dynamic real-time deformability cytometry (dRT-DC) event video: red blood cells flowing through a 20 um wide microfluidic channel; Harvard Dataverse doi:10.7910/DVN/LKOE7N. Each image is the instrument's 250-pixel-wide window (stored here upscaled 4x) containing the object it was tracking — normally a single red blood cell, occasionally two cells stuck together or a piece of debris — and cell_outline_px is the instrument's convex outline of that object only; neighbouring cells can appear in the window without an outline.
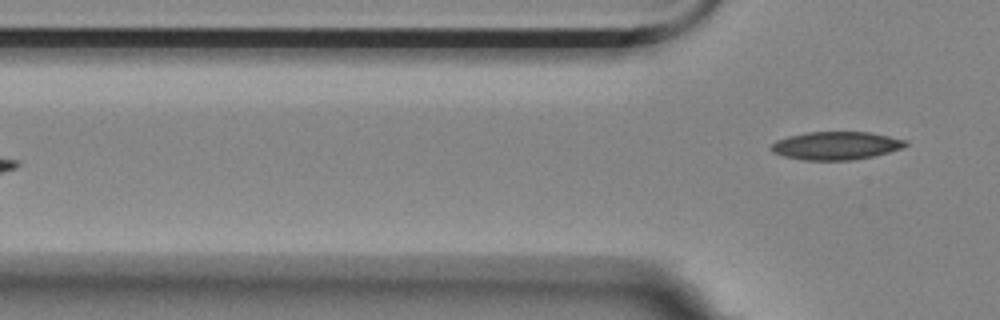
{"species": "Egyptian fruit bat (a non-hibernating species)", "species_latin": "Rousettus aegyptiacus", "temperature_condition": "room temperature", "stored_images_in_passage": 7, "camera_frame_rate_fps": 3000, "um_per_image_px": 0.085, "animal": {"sex": "female"}, "frame": {"image": 1, "passage_image": 7, "time_ms": 2.0, "image_size_px": [1000, 320], "cell_outline_px": [[908, 144], [904, 148], [872, 156], [852, 160], [804, 160], [784, 156], [772, 152], [772, 144], [776, 140], [788, 136], [808, 132], [872, 132], [904, 140]], "centroid_in_image_um": [71.06, 12.38], "position_along_channel_um": 54.7, "area_um2": 21.85}}